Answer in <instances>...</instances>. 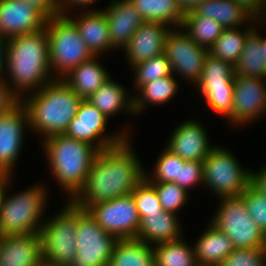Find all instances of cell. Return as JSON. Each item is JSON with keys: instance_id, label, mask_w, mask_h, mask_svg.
<instances>
[{"instance_id": "6da1fadb", "label": "cell", "mask_w": 266, "mask_h": 266, "mask_svg": "<svg viewBox=\"0 0 266 266\" xmlns=\"http://www.w3.org/2000/svg\"><path fill=\"white\" fill-rule=\"evenodd\" d=\"M130 139L98 153L86 182L71 200L87 209L90 205L130 194L145 178V170L132 150Z\"/></svg>"}, {"instance_id": "7a4b0ae2", "label": "cell", "mask_w": 266, "mask_h": 266, "mask_svg": "<svg viewBox=\"0 0 266 266\" xmlns=\"http://www.w3.org/2000/svg\"><path fill=\"white\" fill-rule=\"evenodd\" d=\"M5 41L7 52L5 73L9 74V79L11 78V81L5 79V82L20 101L26 92L34 93L55 79L49 63V44L45 28L14 36Z\"/></svg>"}, {"instance_id": "3957f363", "label": "cell", "mask_w": 266, "mask_h": 266, "mask_svg": "<svg viewBox=\"0 0 266 266\" xmlns=\"http://www.w3.org/2000/svg\"><path fill=\"white\" fill-rule=\"evenodd\" d=\"M27 97V98H26ZM20 101L28 112L29 129L47 137L65 134L83 98L61 78H55Z\"/></svg>"}, {"instance_id": "277c9868", "label": "cell", "mask_w": 266, "mask_h": 266, "mask_svg": "<svg viewBox=\"0 0 266 266\" xmlns=\"http://www.w3.org/2000/svg\"><path fill=\"white\" fill-rule=\"evenodd\" d=\"M52 175L71 201L83 188L98 153L95 146L66 136L53 135L42 141Z\"/></svg>"}, {"instance_id": "5b68a950", "label": "cell", "mask_w": 266, "mask_h": 266, "mask_svg": "<svg viewBox=\"0 0 266 266\" xmlns=\"http://www.w3.org/2000/svg\"><path fill=\"white\" fill-rule=\"evenodd\" d=\"M11 178L8 179L0 201V235L36 234L43 225L42 216L47 207L46 188L42 184H35L8 197L6 190L10 188Z\"/></svg>"}, {"instance_id": "8992f818", "label": "cell", "mask_w": 266, "mask_h": 266, "mask_svg": "<svg viewBox=\"0 0 266 266\" xmlns=\"http://www.w3.org/2000/svg\"><path fill=\"white\" fill-rule=\"evenodd\" d=\"M43 223L39 230L43 264L69 266L77 254L78 206L72 201Z\"/></svg>"}, {"instance_id": "52a82bcc", "label": "cell", "mask_w": 266, "mask_h": 266, "mask_svg": "<svg viewBox=\"0 0 266 266\" xmlns=\"http://www.w3.org/2000/svg\"><path fill=\"white\" fill-rule=\"evenodd\" d=\"M45 30L54 78L64 77L70 70L94 56L81 39L76 25L67 16L47 19Z\"/></svg>"}, {"instance_id": "ba28073f", "label": "cell", "mask_w": 266, "mask_h": 266, "mask_svg": "<svg viewBox=\"0 0 266 266\" xmlns=\"http://www.w3.org/2000/svg\"><path fill=\"white\" fill-rule=\"evenodd\" d=\"M211 223L224 232L235 248H264L266 235L258 228L241 195L219 198Z\"/></svg>"}, {"instance_id": "9c48e42d", "label": "cell", "mask_w": 266, "mask_h": 266, "mask_svg": "<svg viewBox=\"0 0 266 266\" xmlns=\"http://www.w3.org/2000/svg\"><path fill=\"white\" fill-rule=\"evenodd\" d=\"M250 171L241 167L231 151L215 146L203 161V184L218 198L238 196L250 184Z\"/></svg>"}, {"instance_id": "30bf717a", "label": "cell", "mask_w": 266, "mask_h": 266, "mask_svg": "<svg viewBox=\"0 0 266 266\" xmlns=\"http://www.w3.org/2000/svg\"><path fill=\"white\" fill-rule=\"evenodd\" d=\"M76 237L77 254L69 266H109L111 253L118 240L80 207Z\"/></svg>"}, {"instance_id": "8fae6325", "label": "cell", "mask_w": 266, "mask_h": 266, "mask_svg": "<svg viewBox=\"0 0 266 266\" xmlns=\"http://www.w3.org/2000/svg\"><path fill=\"white\" fill-rule=\"evenodd\" d=\"M86 210L103 230L117 240L136 239L140 215L131 193L92 204Z\"/></svg>"}, {"instance_id": "7c38bea8", "label": "cell", "mask_w": 266, "mask_h": 266, "mask_svg": "<svg viewBox=\"0 0 266 266\" xmlns=\"http://www.w3.org/2000/svg\"><path fill=\"white\" fill-rule=\"evenodd\" d=\"M108 117L100 112L88 100L83 99L76 115L65 132V135L95 146L99 151L120 145L130 136L126 129L106 135ZM106 135V136H105Z\"/></svg>"}, {"instance_id": "4fadbf2b", "label": "cell", "mask_w": 266, "mask_h": 266, "mask_svg": "<svg viewBox=\"0 0 266 266\" xmlns=\"http://www.w3.org/2000/svg\"><path fill=\"white\" fill-rule=\"evenodd\" d=\"M208 53V49L193 41L182 27L171 28L167 34L164 54L173 74L181 75L194 85L202 76Z\"/></svg>"}, {"instance_id": "5bb4252c", "label": "cell", "mask_w": 266, "mask_h": 266, "mask_svg": "<svg viewBox=\"0 0 266 266\" xmlns=\"http://www.w3.org/2000/svg\"><path fill=\"white\" fill-rule=\"evenodd\" d=\"M262 115H266V80L235 75L233 111L228 122L241 126Z\"/></svg>"}, {"instance_id": "9a60e30c", "label": "cell", "mask_w": 266, "mask_h": 266, "mask_svg": "<svg viewBox=\"0 0 266 266\" xmlns=\"http://www.w3.org/2000/svg\"><path fill=\"white\" fill-rule=\"evenodd\" d=\"M26 127L29 128L28 112L19 102L0 117V174L13 176V170L24 143Z\"/></svg>"}, {"instance_id": "2e32d148", "label": "cell", "mask_w": 266, "mask_h": 266, "mask_svg": "<svg viewBox=\"0 0 266 266\" xmlns=\"http://www.w3.org/2000/svg\"><path fill=\"white\" fill-rule=\"evenodd\" d=\"M46 22L38 9L23 0H0V39L44 29Z\"/></svg>"}, {"instance_id": "e0dca14e", "label": "cell", "mask_w": 266, "mask_h": 266, "mask_svg": "<svg viewBox=\"0 0 266 266\" xmlns=\"http://www.w3.org/2000/svg\"><path fill=\"white\" fill-rule=\"evenodd\" d=\"M206 130L199 121L186 120L174 129L166 148L183 160L204 161L215 147L209 144Z\"/></svg>"}, {"instance_id": "ac0fdd59", "label": "cell", "mask_w": 266, "mask_h": 266, "mask_svg": "<svg viewBox=\"0 0 266 266\" xmlns=\"http://www.w3.org/2000/svg\"><path fill=\"white\" fill-rule=\"evenodd\" d=\"M170 30L169 26L161 22L145 21L141 24L123 48L130 67L163 54L165 40Z\"/></svg>"}, {"instance_id": "d6986e66", "label": "cell", "mask_w": 266, "mask_h": 266, "mask_svg": "<svg viewBox=\"0 0 266 266\" xmlns=\"http://www.w3.org/2000/svg\"><path fill=\"white\" fill-rule=\"evenodd\" d=\"M103 11L109 26L111 45L123 50L139 26L145 22L144 19L129 0H112Z\"/></svg>"}, {"instance_id": "ffe728a7", "label": "cell", "mask_w": 266, "mask_h": 266, "mask_svg": "<svg viewBox=\"0 0 266 266\" xmlns=\"http://www.w3.org/2000/svg\"><path fill=\"white\" fill-rule=\"evenodd\" d=\"M39 233L0 235V266H41Z\"/></svg>"}, {"instance_id": "44dd1931", "label": "cell", "mask_w": 266, "mask_h": 266, "mask_svg": "<svg viewBox=\"0 0 266 266\" xmlns=\"http://www.w3.org/2000/svg\"><path fill=\"white\" fill-rule=\"evenodd\" d=\"M79 15L67 17L76 25L81 39L94 56H102L104 52L115 49L111 45L109 26L102 9H88Z\"/></svg>"}, {"instance_id": "7402d4cb", "label": "cell", "mask_w": 266, "mask_h": 266, "mask_svg": "<svg viewBox=\"0 0 266 266\" xmlns=\"http://www.w3.org/2000/svg\"><path fill=\"white\" fill-rule=\"evenodd\" d=\"M177 215L164 210L160 213L147 214L140 220L136 239L148 245L153 244L152 246L180 239L182 228Z\"/></svg>"}, {"instance_id": "603a6c76", "label": "cell", "mask_w": 266, "mask_h": 266, "mask_svg": "<svg viewBox=\"0 0 266 266\" xmlns=\"http://www.w3.org/2000/svg\"><path fill=\"white\" fill-rule=\"evenodd\" d=\"M193 248L198 266H219L235 249L230 238L211 222Z\"/></svg>"}, {"instance_id": "cb8c5ba5", "label": "cell", "mask_w": 266, "mask_h": 266, "mask_svg": "<svg viewBox=\"0 0 266 266\" xmlns=\"http://www.w3.org/2000/svg\"><path fill=\"white\" fill-rule=\"evenodd\" d=\"M97 59H100V56H93L90 60L82 62L61 78L83 99H87L91 94L95 93L110 78L104 65H101Z\"/></svg>"}, {"instance_id": "d4e9b609", "label": "cell", "mask_w": 266, "mask_h": 266, "mask_svg": "<svg viewBox=\"0 0 266 266\" xmlns=\"http://www.w3.org/2000/svg\"><path fill=\"white\" fill-rule=\"evenodd\" d=\"M197 16L218 21L224 29L238 28L256 20L233 0H205L192 10Z\"/></svg>"}, {"instance_id": "484cf974", "label": "cell", "mask_w": 266, "mask_h": 266, "mask_svg": "<svg viewBox=\"0 0 266 266\" xmlns=\"http://www.w3.org/2000/svg\"><path fill=\"white\" fill-rule=\"evenodd\" d=\"M110 77L101 87L86 100L94 105L106 117L115 116L119 112L135 115L133 110V98L128 97L129 92Z\"/></svg>"}, {"instance_id": "4316f807", "label": "cell", "mask_w": 266, "mask_h": 266, "mask_svg": "<svg viewBox=\"0 0 266 266\" xmlns=\"http://www.w3.org/2000/svg\"><path fill=\"white\" fill-rule=\"evenodd\" d=\"M144 21L161 22L170 28H179L185 13L178 0H129ZM173 26V27H172Z\"/></svg>"}, {"instance_id": "83f0119b", "label": "cell", "mask_w": 266, "mask_h": 266, "mask_svg": "<svg viewBox=\"0 0 266 266\" xmlns=\"http://www.w3.org/2000/svg\"><path fill=\"white\" fill-rule=\"evenodd\" d=\"M257 27L247 35L243 51L235 67V75L256 77L266 80V60L261 35Z\"/></svg>"}, {"instance_id": "f1b7e54d", "label": "cell", "mask_w": 266, "mask_h": 266, "mask_svg": "<svg viewBox=\"0 0 266 266\" xmlns=\"http://www.w3.org/2000/svg\"><path fill=\"white\" fill-rule=\"evenodd\" d=\"M178 84L173 74L140 86L137 89L139 91L137 95L132 97L134 114L137 116L138 113L145 110L147 105L155 104V106H159V104L162 105L171 101L176 92H178Z\"/></svg>"}, {"instance_id": "f546056e", "label": "cell", "mask_w": 266, "mask_h": 266, "mask_svg": "<svg viewBox=\"0 0 266 266\" xmlns=\"http://www.w3.org/2000/svg\"><path fill=\"white\" fill-rule=\"evenodd\" d=\"M109 266H155L152 246L137 239L118 240Z\"/></svg>"}, {"instance_id": "4dcf8cb0", "label": "cell", "mask_w": 266, "mask_h": 266, "mask_svg": "<svg viewBox=\"0 0 266 266\" xmlns=\"http://www.w3.org/2000/svg\"><path fill=\"white\" fill-rule=\"evenodd\" d=\"M250 25H247L242 31L238 30L239 28L225 29L208 49L209 54L235 66L243 51L247 35L255 28L253 23Z\"/></svg>"}, {"instance_id": "1f68e13d", "label": "cell", "mask_w": 266, "mask_h": 266, "mask_svg": "<svg viewBox=\"0 0 266 266\" xmlns=\"http://www.w3.org/2000/svg\"><path fill=\"white\" fill-rule=\"evenodd\" d=\"M152 249L155 266H198L194 248L182 240V237L156 244Z\"/></svg>"}, {"instance_id": "d6a6232c", "label": "cell", "mask_w": 266, "mask_h": 266, "mask_svg": "<svg viewBox=\"0 0 266 266\" xmlns=\"http://www.w3.org/2000/svg\"><path fill=\"white\" fill-rule=\"evenodd\" d=\"M182 29L195 41L209 49L225 30L216 20L197 16L193 11L185 13Z\"/></svg>"}, {"instance_id": "836d02e7", "label": "cell", "mask_w": 266, "mask_h": 266, "mask_svg": "<svg viewBox=\"0 0 266 266\" xmlns=\"http://www.w3.org/2000/svg\"><path fill=\"white\" fill-rule=\"evenodd\" d=\"M196 91L204 97L207 105L225 118L233 111L234 83L196 84Z\"/></svg>"}, {"instance_id": "e575fe53", "label": "cell", "mask_w": 266, "mask_h": 266, "mask_svg": "<svg viewBox=\"0 0 266 266\" xmlns=\"http://www.w3.org/2000/svg\"><path fill=\"white\" fill-rule=\"evenodd\" d=\"M132 69L135 71L136 89L158 78L173 75L170 63L164 53L138 62L132 66Z\"/></svg>"}, {"instance_id": "d590c367", "label": "cell", "mask_w": 266, "mask_h": 266, "mask_svg": "<svg viewBox=\"0 0 266 266\" xmlns=\"http://www.w3.org/2000/svg\"><path fill=\"white\" fill-rule=\"evenodd\" d=\"M159 155L154 165L153 175H148L149 173L145 171V178L149 182L174 183L176 180H179L180 165H183L185 160L167 148Z\"/></svg>"}, {"instance_id": "8d00e7d4", "label": "cell", "mask_w": 266, "mask_h": 266, "mask_svg": "<svg viewBox=\"0 0 266 266\" xmlns=\"http://www.w3.org/2000/svg\"><path fill=\"white\" fill-rule=\"evenodd\" d=\"M235 67L208 53L202 76L196 84L234 83Z\"/></svg>"}, {"instance_id": "74e56055", "label": "cell", "mask_w": 266, "mask_h": 266, "mask_svg": "<svg viewBox=\"0 0 266 266\" xmlns=\"http://www.w3.org/2000/svg\"><path fill=\"white\" fill-rule=\"evenodd\" d=\"M156 190L164 211L179 213L182 206L187 201L188 191L175 183L170 182H150Z\"/></svg>"}, {"instance_id": "f35d334b", "label": "cell", "mask_w": 266, "mask_h": 266, "mask_svg": "<svg viewBox=\"0 0 266 266\" xmlns=\"http://www.w3.org/2000/svg\"><path fill=\"white\" fill-rule=\"evenodd\" d=\"M136 203L140 220L147 214L160 213L163 209L155 187L144 178L131 192Z\"/></svg>"}, {"instance_id": "ab89813d", "label": "cell", "mask_w": 266, "mask_h": 266, "mask_svg": "<svg viewBox=\"0 0 266 266\" xmlns=\"http://www.w3.org/2000/svg\"><path fill=\"white\" fill-rule=\"evenodd\" d=\"M246 209L258 228L266 235V195L251 184L240 194Z\"/></svg>"}, {"instance_id": "60d3db41", "label": "cell", "mask_w": 266, "mask_h": 266, "mask_svg": "<svg viewBox=\"0 0 266 266\" xmlns=\"http://www.w3.org/2000/svg\"><path fill=\"white\" fill-rule=\"evenodd\" d=\"M219 266H266L265 248H235Z\"/></svg>"}, {"instance_id": "b9f144b4", "label": "cell", "mask_w": 266, "mask_h": 266, "mask_svg": "<svg viewBox=\"0 0 266 266\" xmlns=\"http://www.w3.org/2000/svg\"><path fill=\"white\" fill-rule=\"evenodd\" d=\"M203 181V161L185 160L184 164L180 165L179 180L174 183L189 191L193 186L203 184Z\"/></svg>"}, {"instance_id": "7bdbcfd3", "label": "cell", "mask_w": 266, "mask_h": 266, "mask_svg": "<svg viewBox=\"0 0 266 266\" xmlns=\"http://www.w3.org/2000/svg\"><path fill=\"white\" fill-rule=\"evenodd\" d=\"M38 9L47 19L59 16V0H23Z\"/></svg>"}, {"instance_id": "ee69618b", "label": "cell", "mask_w": 266, "mask_h": 266, "mask_svg": "<svg viewBox=\"0 0 266 266\" xmlns=\"http://www.w3.org/2000/svg\"><path fill=\"white\" fill-rule=\"evenodd\" d=\"M20 100L11 92L5 81H0V115L9 112Z\"/></svg>"}, {"instance_id": "f6af8a7d", "label": "cell", "mask_w": 266, "mask_h": 266, "mask_svg": "<svg viewBox=\"0 0 266 266\" xmlns=\"http://www.w3.org/2000/svg\"><path fill=\"white\" fill-rule=\"evenodd\" d=\"M98 0H59V14L60 16L70 15L68 10L74 7L79 8H88L90 5L94 4ZM80 6V7H79Z\"/></svg>"}, {"instance_id": "bcb514c9", "label": "cell", "mask_w": 266, "mask_h": 266, "mask_svg": "<svg viewBox=\"0 0 266 266\" xmlns=\"http://www.w3.org/2000/svg\"><path fill=\"white\" fill-rule=\"evenodd\" d=\"M250 184L259 192L266 195V166L259 171H250Z\"/></svg>"}, {"instance_id": "7dc6e473", "label": "cell", "mask_w": 266, "mask_h": 266, "mask_svg": "<svg viewBox=\"0 0 266 266\" xmlns=\"http://www.w3.org/2000/svg\"><path fill=\"white\" fill-rule=\"evenodd\" d=\"M239 4L243 9H245L254 19L259 15L263 0H233Z\"/></svg>"}, {"instance_id": "c3c4849f", "label": "cell", "mask_w": 266, "mask_h": 266, "mask_svg": "<svg viewBox=\"0 0 266 266\" xmlns=\"http://www.w3.org/2000/svg\"><path fill=\"white\" fill-rule=\"evenodd\" d=\"M7 69L6 41L0 39V81H5L3 77L4 70Z\"/></svg>"}, {"instance_id": "681fc988", "label": "cell", "mask_w": 266, "mask_h": 266, "mask_svg": "<svg viewBox=\"0 0 266 266\" xmlns=\"http://www.w3.org/2000/svg\"><path fill=\"white\" fill-rule=\"evenodd\" d=\"M205 0H178L184 13L192 11L199 4H202Z\"/></svg>"}, {"instance_id": "f907efd6", "label": "cell", "mask_w": 266, "mask_h": 266, "mask_svg": "<svg viewBox=\"0 0 266 266\" xmlns=\"http://www.w3.org/2000/svg\"><path fill=\"white\" fill-rule=\"evenodd\" d=\"M9 175L0 174V201L6 185L8 184Z\"/></svg>"}, {"instance_id": "816d5d0a", "label": "cell", "mask_w": 266, "mask_h": 266, "mask_svg": "<svg viewBox=\"0 0 266 266\" xmlns=\"http://www.w3.org/2000/svg\"><path fill=\"white\" fill-rule=\"evenodd\" d=\"M263 17H264V19H263ZM255 20H256V22H258V24H259V22H261V21H263L262 24L264 23V21L266 20V5H263V6H262V9H261L260 13H259V15L256 17Z\"/></svg>"}, {"instance_id": "f5cc1de1", "label": "cell", "mask_w": 266, "mask_h": 266, "mask_svg": "<svg viewBox=\"0 0 266 266\" xmlns=\"http://www.w3.org/2000/svg\"><path fill=\"white\" fill-rule=\"evenodd\" d=\"M261 47H264L265 60H266V37H261Z\"/></svg>"}]
</instances>
